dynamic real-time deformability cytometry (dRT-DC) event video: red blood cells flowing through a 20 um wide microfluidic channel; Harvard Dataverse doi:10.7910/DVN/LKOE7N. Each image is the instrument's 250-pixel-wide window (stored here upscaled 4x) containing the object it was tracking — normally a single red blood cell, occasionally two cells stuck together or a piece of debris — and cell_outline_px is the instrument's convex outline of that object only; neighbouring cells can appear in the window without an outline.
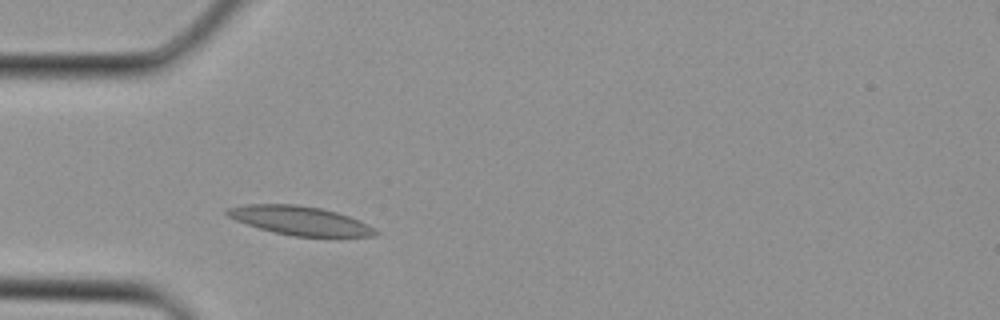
{"species": "Egyptian fruit bat (a non-hibernating species)", "species_latin": "Rousettus aegyptiacus", "temperature_condition": "cold", "stored_images_in_passage": 1, "camera_frame_rate_fps": 3000, "um_per_image_px": 0.085, "animal": {"sex": "female"}, "frame": {"image": 1, "passage_image": 1, "time_ms": 0.0, "image_size_px": [1000, 320], "cell_outline_px": [[380, 232], [376, 236], [292, 236], [260, 228], [236, 220], [228, 216], [224, 212], [228, 208], [244, 204], [300, 204], [320, 208], [336, 212], [360, 220], [368, 224]], "centroid_in_image_um": [25.51, 18.74], "position_along_channel_um": 59.5, "area_um2": 24.74}}